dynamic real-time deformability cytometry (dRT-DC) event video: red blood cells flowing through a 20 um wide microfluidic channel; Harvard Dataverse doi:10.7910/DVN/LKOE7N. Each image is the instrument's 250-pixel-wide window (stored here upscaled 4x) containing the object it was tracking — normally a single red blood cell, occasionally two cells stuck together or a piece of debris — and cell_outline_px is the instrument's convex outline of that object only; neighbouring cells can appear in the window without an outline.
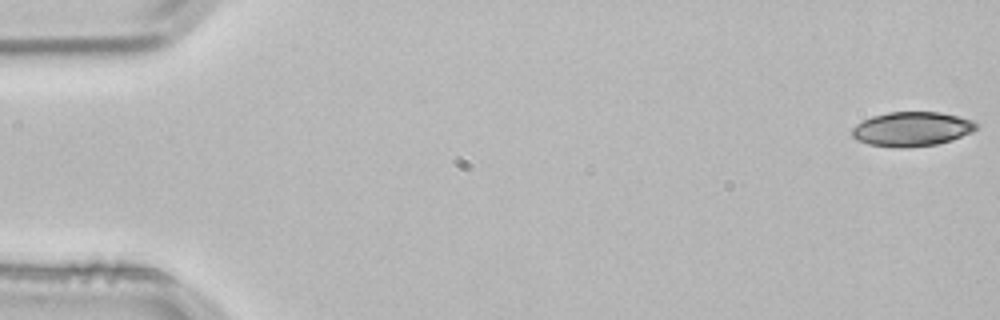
{"species": "common noctule bat (a hibernating species)", "species_latin": "Nyctalus noctula", "temperature_condition": "room temperature", "stored_images_in_passage": 4, "camera_frame_rate_fps": 3000, "um_per_image_px": 0.085, "animal": {"sex": "male", "body_mass_g": 21.5, "forearm_length_mm": 52.0}, "frame": {"image": 1, "passage_image": 1, "time_ms": 0.0, "image_size_px": [1000, 320], "cell_outline_px": [[980, 124], [972, 132], [952, 140], [936, 144], [900, 148], [868, 144], [856, 140], [852, 136], [852, 128], [856, 124], [872, 116], [888, 112], [940, 112], [976, 120]], "centroid_in_image_um": [77.53, 10.96], "position_along_channel_um": 7.5, "area_um2": 25.03}}
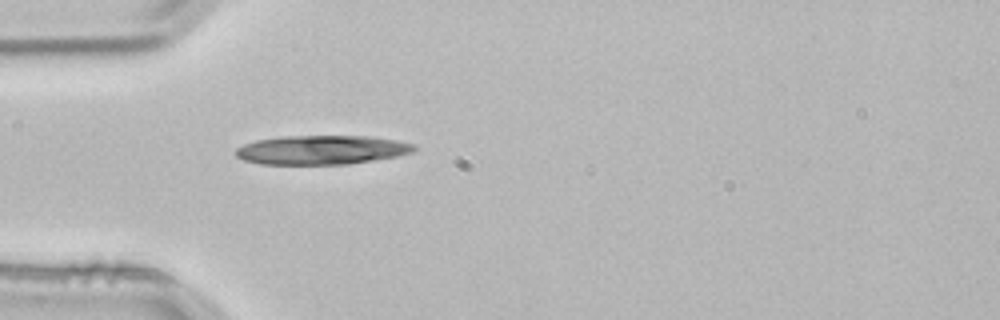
{"frame": {"image": 2, "passage_image": 4, "time_ms": 1.0, "image_size_px": [1000, 320], "cell_outline_px": [[416, 148], [412, 152], [400, 156], [348, 164], [260, 164], [244, 160], [236, 156], [236, 148], [244, 144], [256, 140], [284, 136], [372, 136], [396, 140], [416, 144]], "centroid_in_image_um": [27.37, 12.74], "position_along_channel_um": 57.6, "area_um2": 30.35}}